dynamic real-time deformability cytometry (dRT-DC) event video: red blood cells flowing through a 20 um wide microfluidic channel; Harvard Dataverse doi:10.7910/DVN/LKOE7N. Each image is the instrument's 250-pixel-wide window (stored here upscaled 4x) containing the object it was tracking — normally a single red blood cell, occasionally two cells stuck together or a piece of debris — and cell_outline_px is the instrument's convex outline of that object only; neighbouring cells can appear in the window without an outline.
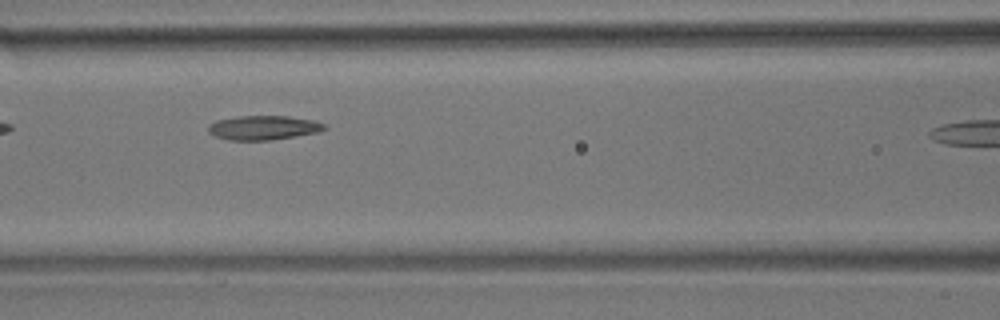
{"species": "common noctule bat (a hibernating species)", "species_latin": "Nyctalus noctula", "temperature_condition": "room temperature", "stored_images_in_passage": 6, "segment_of_instrument_passage": [1, 2], "camera_frame_rate_fps": 3000, "um_per_image_px": 0.085, "animal": {"sex": "male", "body_mass_g": 17.9}, "frame": {"image": 1, "passage_image": 4, "time_ms": 3.333, "image_size_px": [1000, 320], "cell_outline_px": [[328, 128], [320, 132], [296, 136], [268, 140], [228, 140], [216, 136], [208, 132], [208, 124], [216, 120], [240, 116], [288, 116], [312, 120], [324, 124]], "centroid_in_image_um": [22.39, 10.85], "position_along_channel_um": 144.2, "area_um2": 16.42}}
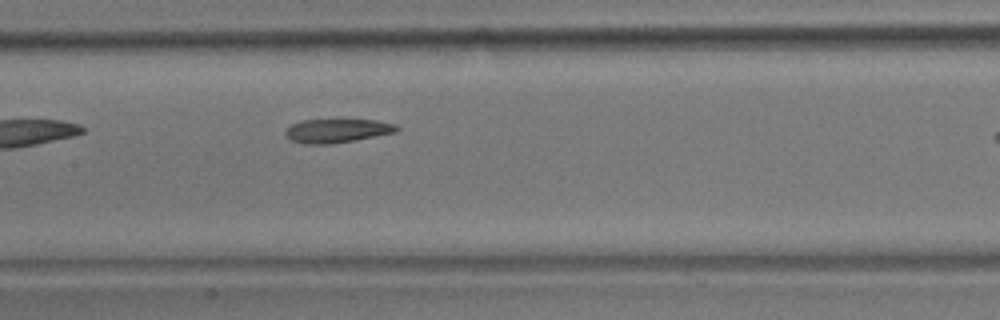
{"frame": {"image": 2, "passage_image": 5, "time_ms": 4.333, "image_size_px": [1000, 320], "cell_outline_px": [[400, 128], [396, 132], [376, 136], [328, 144], [304, 144], [292, 140], [284, 132], [292, 124], [300, 120], [376, 120], [396, 124]], "centroid_in_image_um": [28.67, 11.1], "position_along_channel_um": 178.7, "area_um2": 15.2}}